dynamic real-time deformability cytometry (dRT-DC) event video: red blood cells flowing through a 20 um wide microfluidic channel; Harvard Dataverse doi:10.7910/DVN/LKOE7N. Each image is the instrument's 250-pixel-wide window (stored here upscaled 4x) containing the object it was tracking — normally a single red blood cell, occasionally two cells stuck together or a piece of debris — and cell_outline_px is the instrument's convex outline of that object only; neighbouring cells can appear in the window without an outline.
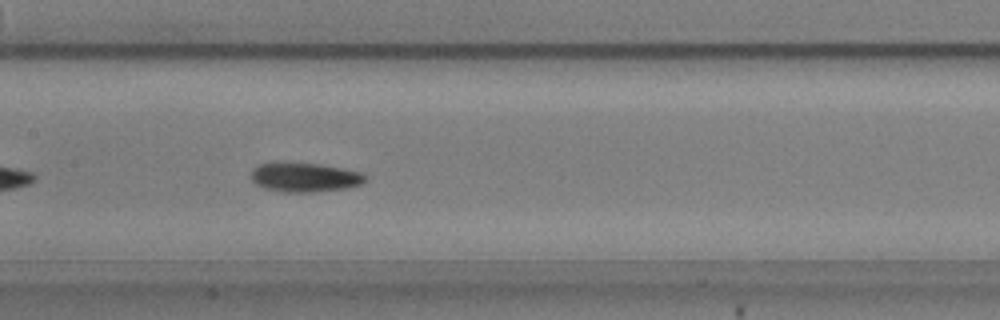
{"species": "common noctule bat (a hibernating species)", "species_latin": "Nyctalus noctula", "temperature_condition": "warm", "stored_images_in_passage": 40, "camera_frame_rate_fps": 3000, "um_per_image_px": 0.085, "animal": {"sex": "male", "body_mass_g": 20.5, "forearm_length_mm": 52.5}, "frame": {"image": 1, "passage_image": 12, "time_ms": 3.667, "image_size_px": [1000, 320], "cell_outline_px": [[368, 176], [360, 184], [344, 188], [312, 192], [284, 192], [264, 188], [256, 184], [252, 180], [252, 168], [260, 164], [284, 160], [320, 164], [360, 172]], "centroid_in_image_um": [25.83, 15.03], "position_along_channel_um": 181.6, "area_um2": 19.71}}
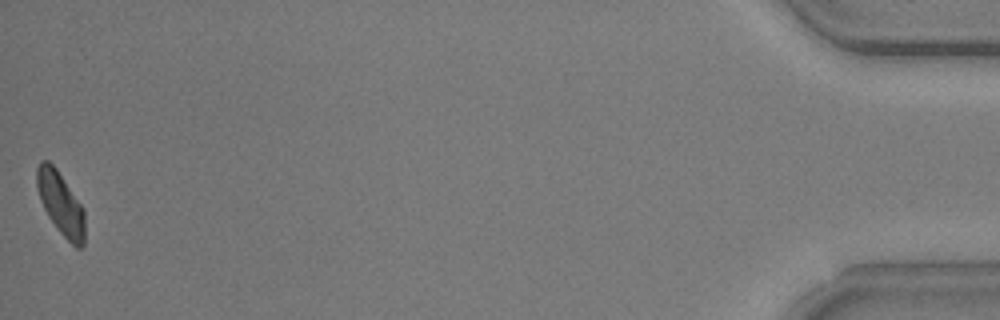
{"frame": {"image": 2, "passage_image": 40, "time_ms": 13.0, "image_size_px": [1000, 320], "cell_outline_px": [[84, 244], [80, 248], [76, 248], [60, 232], [48, 216], [40, 200], [36, 184], [36, 168], [40, 160], [48, 160], [56, 168], [84, 208]], "centroid_in_image_um": [5.15, 17.27], "position_along_channel_um": 430.1, "area_um2": 17.51}, "authors_computed_cell_mechanics": {"area_um2": 18.5249, "velocity_mm_per_s": 3.7275, "shape_relaxation_time_tau1_ms": 2.533, "shape_relaxation_time_tau2_ms": null, "deformation_change_tau1": 0.1239, "deformation_change_tau2": null}}